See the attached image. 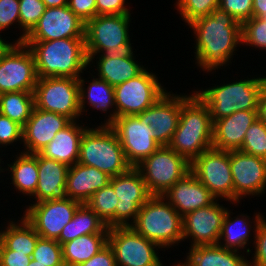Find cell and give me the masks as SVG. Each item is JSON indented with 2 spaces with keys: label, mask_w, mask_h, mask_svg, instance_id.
Masks as SVG:
<instances>
[{
  "label": "cell",
  "mask_w": 266,
  "mask_h": 266,
  "mask_svg": "<svg viewBox=\"0 0 266 266\" xmlns=\"http://www.w3.org/2000/svg\"><path fill=\"white\" fill-rule=\"evenodd\" d=\"M22 140H23V126H21L19 123L13 120H10L8 117L0 114V148L1 149L3 148L5 152L7 149H8L7 152L8 151H11L12 153L14 151L21 152L19 148L22 146ZM13 147L16 148V150H13ZM10 148L12 150H9Z\"/></svg>",
  "instance_id": "cell-42"
},
{
  "label": "cell",
  "mask_w": 266,
  "mask_h": 266,
  "mask_svg": "<svg viewBox=\"0 0 266 266\" xmlns=\"http://www.w3.org/2000/svg\"><path fill=\"white\" fill-rule=\"evenodd\" d=\"M213 122L208 106L194 90L182 93L179 122L168 146L190 163L212 148Z\"/></svg>",
  "instance_id": "cell-3"
},
{
  "label": "cell",
  "mask_w": 266,
  "mask_h": 266,
  "mask_svg": "<svg viewBox=\"0 0 266 266\" xmlns=\"http://www.w3.org/2000/svg\"><path fill=\"white\" fill-rule=\"evenodd\" d=\"M11 154V157L6 160L8 176L4 179L10 180L8 185L10 184L11 188L13 186V191L20 194L19 196L23 195L24 198L27 196L28 200L35 193L38 185V153L16 152L15 154L14 152Z\"/></svg>",
  "instance_id": "cell-30"
},
{
  "label": "cell",
  "mask_w": 266,
  "mask_h": 266,
  "mask_svg": "<svg viewBox=\"0 0 266 266\" xmlns=\"http://www.w3.org/2000/svg\"><path fill=\"white\" fill-rule=\"evenodd\" d=\"M4 36L5 35L0 33V61L2 60L3 56L8 52V50L16 43L14 41L15 37H13V38L10 37V36H13V34H11L9 36H5V38H4ZM10 38H12V39H10Z\"/></svg>",
  "instance_id": "cell-51"
},
{
  "label": "cell",
  "mask_w": 266,
  "mask_h": 266,
  "mask_svg": "<svg viewBox=\"0 0 266 266\" xmlns=\"http://www.w3.org/2000/svg\"><path fill=\"white\" fill-rule=\"evenodd\" d=\"M31 260L27 253H16L0 242V266H28Z\"/></svg>",
  "instance_id": "cell-48"
},
{
  "label": "cell",
  "mask_w": 266,
  "mask_h": 266,
  "mask_svg": "<svg viewBox=\"0 0 266 266\" xmlns=\"http://www.w3.org/2000/svg\"><path fill=\"white\" fill-rule=\"evenodd\" d=\"M133 19L131 14L93 17L85 24L86 54H104L108 58L138 57L130 32Z\"/></svg>",
  "instance_id": "cell-5"
},
{
  "label": "cell",
  "mask_w": 266,
  "mask_h": 266,
  "mask_svg": "<svg viewBox=\"0 0 266 266\" xmlns=\"http://www.w3.org/2000/svg\"><path fill=\"white\" fill-rule=\"evenodd\" d=\"M241 75L244 78L233 76L231 77L233 80H228V77L223 80L221 77V81L216 80V84L212 83V86L193 88L196 95L208 106L212 122L237 111L258 110L259 97L266 83V74L263 76L257 73V76L253 73V75L249 74V77Z\"/></svg>",
  "instance_id": "cell-2"
},
{
  "label": "cell",
  "mask_w": 266,
  "mask_h": 266,
  "mask_svg": "<svg viewBox=\"0 0 266 266\" xmlns=\"http://www.w3.org/2000/svg\"><path fill=\"white\" fill-rule=\"evenodd\" d=\"M190 171L214 197L226 200V205L230 207L239 206V203H234L230 151L214 148L206 150L191 162Z\"/></svg>",
  "instance_id": "cell-12"
},
{
  "label": "cell",
  "mask_w": 266,
  "mask_h": 266,
  "mask_svg": "<svg viewBox=\"0 0 266 266\" xmlns=\"http://www.w3.org/2000/svg\"><path fill=\"white\" fill-rule=\"evenodd\" d=\"M131 227L165 252L183 244L182 216L163 195H151Z\"/></svg>",
  "instance_id": "cell-6"
},
{
  "label": "cell",
  "mask_w": 266,
  "mask_h": 266,
  "mask_svg": "<svg viewBox=\"0 0 266 266\" xmlns=\"http://www.w3.org/2000/svg\"><path fill=\"white\" fill-rule=\"evenodd\" d=\"M31 258L45 266H65L62 246L57 240L39 237Z\"/></svg>",
  "instance_id": "cell-39"
},
{
  "label": "cell",
  "mask_w": 266,
  "mask_h": 266,
  "mask_svg": "<svg viewBox=\"0 0 266 266\" xmlns=\"http://www.w3.org/2000/svg\"><path fill=\"white\" fill-rule=\"evenodd\" d=\"M33 94L35 108L65 115L72 121L83 120L80 112L78 79L38 78Z\"/></svg>",
  "instance_id": "cell-11"
},
{
  "label": "cell",
  "mask_w": 266,
  "mask_h": 266,
  "mask_svg": "<svg viewBox=\"0 0 266 266\" xmlns=\"http://www.w3.org/2000/svg\"><path fill=\"white\" fill-rule=\"evenodd\" d=\"M257 116L266 125V83L259 97Z\"/></svg>",
  "instance_id": "cell-50"
},
{
  "label": "cell",
  "mask_w": 266,
  "mask_h": 266,
  "mask_svg": "<svg viewBox=\"0 0 266 266\" xmlns=\"http://www.w3.org/2000/svg\"><path fill=\"white\" fill-rule=\"evenodd\" d=\"M257 211H254L252 218L248 213L243 212L236 215L229 207L223 220L218 245L248 255L254 242L256 229L266 216L265 212Z\"/></svg>",
  "instance_id": "cell-23"
},
{
  "label": "cell",
  "mask_w": 266,
  "mask_h": 266,
  "mask_svg": "<svg viewBox=\"0 0 266 266\" xmlns=\"http://www.w3.org/2000/svg\"><path fill=\"white\" fill-rule=\"evenodd\" d=\"M90 121L89 124H85L84 119L72 121L67 127L58 131L53 140L39 153L45 158L54 159L68 167L78 163L82 134L89 126H94Z\"/></svg>",
  "instance_id": "cell-28"
},
{
  "label": "cell",
  "mask_w": 266,
  "mask_h": 266,
  "mask_svg": "<svg viewBox=\"0 0 266 266\" xmlns=\"http://www.w3.org/2000/svg\"><path fill=\"white\" fill-rule=\"evenodd\" d=\"M257 111L243 110L213 122L212 148L239 150L247 129L257 120Z\"/></svg>",
  "instance_id": "cell-25"
},
{
  "label": "cell",
  "mask_w": 266,
  "mask_h": 266,
  "mask_svg": "<svg viewBox=\"0 0 266 266\" xmlns=\"http://www.w3.org/2000/svg\"><path fill=\"white\" fill-rule=\"evenodd\" d=\"M68 168L64 163L45 158L38 153V185L35 193L28 201L37 203L46 200L66 199L65 187Z\"/></svg>",
  "instance_id": "cell-26"
},
{
  "label": "cell",
  "mask_w": 266,
  "mask_h": 266,
  "mask_svg": "<svg viewBox=\"0 0 266 266\" xmlns=\"http://www.w3.org/2000/svg\"><path fill=\"white\" fill-rule=\"evenodd\" d=\"M193 37V55L199 72L212 76L216 70L230 69L233 58L242 48V24L220 7L209 15L195 19L187 25ZM192 30V31H191ZM193 32V33H192ZM235 55V56H234ZM227 67V68H226ZM212 74V75H210Z\"/></svg>",
  "instance_id": "cell-1"
},
{
  "label": "cell",
  "mask_w": 266,
  "mask_h": 266,
  "mask_svg": "<svg viewBox=\"0 0 266 266\" xmlns=\"http://www.w3.org/2000/svg\"><path fill=\"white\" fill-rule=\"evenodd\" d=\"M119 201L112 185L96 191L86 204L106 223L108 228L115 227V209Z\"/></svg>",
  "instance_id": "cell-36"
},
{
  "label": "cell",
  "mask_w": 266,
  "mask_h": 266,
  "mask_svg": "<svg viewBox=\"0 0 266 266\" xmlns=\"http://www.w3.org/2000/svg\"><path fill=\"white\" fill-rule=\"evenodd\" d=\"M10 28H14L15 30L17 28L19 33L17 34L16 31H9ZM9 32L13 34L16 32L15 36L17 37L14 41L20 43L19 0H0V33L9 35L11 34Z\"/></svg>",
  "instance_id": "cell-43"
},
{
  "label": "cell",
  "mask_w": 266,
  "mask_h": 266,
  "mask_svg": "<svg viewBox=\"0 0 266 266\" xmlns=\"http://www.w3.org/2000/svg\"><path fill=\"white\" fill-rule=\"evenodd\" d=\"M106 223L86 204H81L72 220L67 223L57 241L62 245L88 234H108Z\"/></svg>",
  "instance_id": "cell-33"
},
{
  "label": "cell",
  "mask_w": 266,
  "mask_h": 266,
  "mask_svg": "<svg viewBox=\"0 0 266 266\" xmlns=\"http://www.w3.org/2000/svg\"><path fill=\"white\" fill-rule=\"evenodd\" d=\"M20 216L17 220L16 218H7L6 222L0 224V242L9 250L32 256L40 236L25 217L21 214Z\"/></svg>",
  "instance_id": "cell-32"
},
{
  "label": "cell",
  "mask_w": 266,
  "mask_h": 266,
  "mask_svg": "<svg viewBox=\"0 0 266 266\" xmlns=\"http://www.w3.org/2000/svg\"><path fill=\"white\" fill-rule=\"evenodd\" d=\"M110 178L95 167L75 163L67 171V198L86 203L96 191L109 183Z\"/></svg>",
  "instance_id": "cell-29"
},
{
  "label": "cell",
  "mask_w": 266,
  "mask_h": 266,
  "mask_svg": "<svg viewBox=\"0 0 266 266\" xmlns=\"http://www.w3.org/2000/svg\"><path fill=\"white\" fill-rule=\"evenodd\" d=\"M46 8L42 0H19L20 43H23L26 35L37 24Z\"/></svg>",
  "instance_id": "cell-40"
},
{
  "label": "cell",
  "mask_w": 266,
  "mask_h": 266,
  "mask_svg": "<svg viewBox=\"0 0 266 266\" xmlns=\"http://www.w3.org/2000/svg\"><path fill=\"white\" fill-rule=\"evenodd\" d=\"M3 152H4V154H3ZM0 153H1L0 154V180H1L0 183H2L4 181V179H1V178L2 177L4 178L5 176H3V175H6V173H4V172H6V161L3 158H1V157H3V156L5 157L6 154H5V151L3 149H1V148H0ZM4 161H5V163H4Z\"/></svg>",
  "instance_id": "cell-54"
},
{
  "label": "cell",
  "mask_w": 266,
  "mask_h": 266,
  "mask_svg": "<svg viewBox=\"0 0 266 266\" xmlns=\"http://www.w3.org/2000/svg\"><path fill=\"white\" fill-rule=\"evenodd\" d=\"M108 245L114 252L116 266H166L160 253L165 251L131 226L109 228Z\"/></svg>",
  "instance_id": "cell-10"
},
{
  "label": "cell",
  "mask_w": 266,
  "mask_h": 266,
  "mask_svg": "<svg viewBox=\"0 0 266 266\" xmlns=\"http://www.w3.org/2000/svg\"><path fill=\"white\" fill-rule=\"evenodd\" d=\"M219 7L240 24L252 18L253 0H219Z\"/></svg>",
  "instance_id": "cell-45"
},
{
  "label": "cell",
  "mask_w": 266,
  "mask_h": 266,
  "mask_svg": "<svg viewBox=\"0 0 266 266\" xmlns=\"http://www.w3.org/2000/svg\"><path fill=\"white\" fill-rule=\"evenodd\" d=\"M170 266H188V265L185 262H183L182 260H178V261L175 260V262Z\"/></svg>",
  "instance_id": "cell-55"
},
{
  "label": "cell",
  "mask_w": 266,
  "mask_h": 266,
  "mask_svg": "<svg viewBox=\"0 0 266 266\" xmlns=\"http://www.w3.org/2000/svg\"><path fill=\"white\" fill-rule=\"evenodd\" d=\"M109 183L119 198L115 209V227L131 226L140 208L151 196L142 174L132 167L126 173L111 177Z\"/></svg>",
  "instance_id": "cell-17"
},
{
  "label": "cell",
  "mask_w": 266,
  "mask_h": 266,
  "mask_svg": "<svg viewBox=\"0 0 266 266\" xmlns=\"http://www.w3.org/2000/svg\"><path fill=\"white\" fill-rule=\"evenodd\" d=\"M35 107L33 92L17 91L0 94V114L24 126Z\"/></svg>",
  "instance_id": "cell-35"
},
{
  "label": "cell",
  "mask_w": 266,
  "mask_h": 266,
  "mask_svg": "<svg viewBox=\"0 0 266 266\" xmlns=\"http://www.w3.org/2000/svg\"><path fill=\"white\" fill-rule=\"evenodd\" d=\"M230 167L234 183V203L263 197L266 193V160L240 150L230 151Z\"/></svg>",
  "instance_id": "cell-14"
},
{
  "label": "cell",
  "mask_w": 266,
  "mask_h": 266,
  "mask_svg": "<svg viewBox=\"0 0 266 266\" xmlns=\"http://www.w3.org/2000/svg\"><path fill=\"white\" fill-rule=\"evenodd\" d=\"M108 244V234H88L62 244L65 266H78Z\"/></svg>",
  "instance_id": "cell-34"
},
{
  "label": "cell",
  "mask_w": 266,
  "mask_h": 266,
  "mask_svg": "<svg viewBox=\"0 0 266 266\" xmlns=\"http://www.w3.org/2000/svg\"><path fill=\"white\" fill-rule=\"evenodd\" d=\"M28 266H45V265H42L41 263H37V261L32 259Z\"/></svg>",
  "instance_id": "cell-56"
},
{
  "label": "cell",
  "mask_w": 266,
  "mask_h": 266,
  "mask_svg": "<svg viewBox=\"0 0 266 266\" xmlns=\"http://www.w3.org/2000/svg\"><path fill=\"white\" fill-rule=\"evenodd\" d=\"M78 163L95 167L110 177L132 168L114 130L110 126H99L97 122L82 134Z\"/></svg>",
  "instance_id": "cell-7"
},
{
  "label": "cell",
  "mask_w": 266,
  "mask_h": 266,
  "mask_svg": "<svg viewBox=\"0 0 266 266\" xmlns=\"http://www.w3.org/2000/svg\"><path fill=\"white\" fill-rule=\"evenodd\" d=\"M129 0H96V15L133 14ZM131 8V9H130Z\"/></svg>",
  "instance_id": "cell-46"
},
{
  "label": "cell",
  "mask_w": 266,
  "mask_h": 266,
  "mask_svg": "<svg viewBox=\"0 0 266 266\" xmlns=\"http://www.w3.org/2000/svg\"><path fill=\"white\" fill-rule=\"evenodd\" d=\"M266 14V0H253L252 17L262 18Z\"/></svg>",
  "instance_id": "cell-52"
},
{
  "label": "cell",
  "mask_w": 266,
  "mask_h": 266,
  "mask_svg": "<svg viewBox=\"0 0 266 266\" xmlns=\"http://www.w3.org/2000/svg\"><path fill=\"white\" fill-rule=\"evenodd\" d=\"M21 206V214L34 227L42 238L57 240L64 226L74 217L79 201L66 198L64 200H46L28 203ZM24 207V208H23Z\"/></svg>",
  "instance_id": "cell-13"
},
{
  "label": "cell",
  "mask_w": 266,
  "mask_h": 266,
  "mask_svg": "<svg viewBox=\"0 0 266 266\" xmlns=\"http://www.w3.org/2000/svg\"><path fill=\"white\" fill-rule=\"evenodd\" d=\"M174 10L187 26L197 18L209 15L219 7V0H175ZM187 23V24H186Z\"/></svg>",
  "instance_id": "cell-37"
},
{
  "label": "cell",
  "mask_w": 266,
  "mask_h": 266,
  "mask_svg": "<svg viewBox=\"0 0 266 266\" xmlns=\"http://www.w3.org/2000/svg\"><path fill=\"white\" fill-rule=\"evenodd\" d=\"M135 168L142 174L151 195H163L190 172L191 163L168 145H162Z\"/></svg>",
  "instance_id": "cell-8"
},
{
  "label": "cell",
  "mask_w": 266,
  "mask_h": 266,
  "mask_svg": "<svg viewBox=\"0 0 266 266\" xmlns=\"http://www.w3.org/2000/svg\"><path fill=\"white\" fill-rule=\"evenodd\" d=\"M72 120L65 115L33 109L31 117L23 126L21 152L39 153L50 143L58 131L67 127Z\"/></svg>",
  "instance_id": "cell-22"
},
{
  "label": "cell",
  "mask_w": 266,
  "mask_h": 266,
  "mask_svg": "<svg viewBox=\"0 0 266 266\" xmlns=\"http://www.w3.org/2000/svg\"><path fill=\"white\" fill-rule=\"evenodd\" d=\"M85 74H89L87 75L88 77H86ZM78 83L82 119L86 116L84 123L88 124L87 121L90 119V113L96 110L95 112H100V114H102L101 116H104V119L99 116V120H103L99 123V126H110L117 117L114 87L93 75L91 71H85L78 78ZM89 108L92 110H89Z\"/></svg>",
  "instance_id": "cell-20"
},
{
  "label": "cell",
  "mask_w": 266,
  "mask_h": 266,
  "mask_svg": "<svg viewBox=\"0 0 266 266\" xmlns=\"http://www.w3.org/2000/svg\"><path fill=\"white\" fill-rule=\"evenodd\" d=\"M163 196L183 217L185 214L214 203V197L190 171L178 180Z\"/></svg>",
  "instance_id": "cell-24"
},
{
  "label": "cell",
  "mask_w": 266,
  "mask_h": 266,
  "mask_svg": "<svg viewBox=\"0 0 266 266\" xmlns=\"http://www.w3.org/2000/svg\"><path fill=\"white\" fill-rule=\"evenodd\" d=\"M110 127L118 136L126 159L132 167L160 147L153 138V130L149 125L141 123L137 116H118Z\"/></svg>",
  "instance_id": "cell-18"
},
{
  "label": "cell",
  "mask_w": 266,
  "mask_h": 266,
  "mask_svg": "<svg viewBox=\"0 0 266 266\" xmlns=\"http://www.w3.org/2000/svg\"><path fill=\"white\" fill-rule=\"evenodd\" d=\"M226 200L217 199L209 206L191 211L182 217L183 241L189 242L187 248L216 245L219 241L221 227L229 205Z\"/></svg>",
  "instance_id": "cell-16"
},
{
  "label": "cell",
  "mask_w": 266,
  "mask_h": 266,
  "mask_svg": "<svg viewBox=\"0 0 266 266\" xmlns=\"http://www.w3.org/2000/svg\"><path fill=\"white\" fill-rule=\"evenodd\" d=\"M150 70L147 66L136 77L114 87L117 117L140 114L168 91L159 74Z\"/></svg>",
  "instance_id": "cell-9"
},
{
  "label": "cell",
  "mask_w": 266,
  "mask_h": 266,
  "mask_svg": "<svg viewBox=\"0 0 266 266\" xmlns=\"http://www.w3.org/2000/svg\"><path fill=\"white\" fill-rule=\"evenodd\" d=\"M181 107L182 93L171 90L136 116L153 130V138L160 146L168 145L177 129Z\"/></svg>",
  "instance_id": "cell-21"
},
{
  "label": "cell",
  "mask_w": 266,
  "mask_h": 266,
  "mask_svg": "<svg viewBox=\"0 0 266 266\" xmlns=\"http://www.w3.org/2000/svg\"><path fill=\"white\" fill-rule=\"evenodd\" d=\"M251 248L248 254L249 266H266V216L256 229L254 242Z\"/></svg>",
  "instance_id": "cell-44"
},
{
  "label": "cell",
  "mask_w": 266,
  "mask_h": 266,
  "mask_svg": "<svg viewBox=\"0 0 266 266\" xmlns=\"http://www.w3.org/2000/svg\"><path fill=\"white\" fill-rule=\"evenodd\" d=\"M37 79L31 50L23 43H15L0 61V94L34 92Z\"/></svg>",
  "instance_id": "cell-15"
},
{
  "label": "cell",
  "mask_w": 266,
  "mask_h": 266,
  "mask_svg": "<svg viewBox=\"0 0 266 266\" xmlns=\"http://www.w3.org/2000/svg\"><path fill=\"white\" fill-rule=\"evenodd\" d=\"M78 266H116L114 252L107 244L91 259Z\"/></svg>",
  "instance_id": "cell-49"
},
{
  "label": "cell",
  "mask_w": 266,
  "mask_h": 266,
  "mask_svg": "<svg viewBox=\"0 0 266 266\" xmlns=\"http://www.w3.org/2000/svg\"><path fill=\"white\" fill-rule=\"evenodd\" d=\"M67 6L85 24L96 16V0H68Z\"/></svg>",
  "instance_id": "cell-47"
},
{
  "label": "cell",
  "mask_w": 266,
  "mask_h": 266,
  "mask_svg": "<svg viewBox=\"0 0 266 266\" xmlns=\"http://www.w3.org/2000/svg\"><path fill=\"white\" fill-rule=\"evenodd\" d=\"M87 58L88 70L113 87L136 77L147 67V64L143 65L144 62L138 61L136 56L108 58L104 54H101L87 55Z\"/></svg>",
  "instance_id": "cell-27"
},
{
  "label": "cell",
  "mask_w": 266,
  "mask_h": 266,
  "mask_svg": "<svg viewBox=\"0 0 266 266\" xmlns=\"http://www.w3.org/2000/svg\"><path fill=\"white\" fill-rule=\"evenodd\" d=\"M242 46L251 48L250 51L266 52V20L252 17L242 24Z\"/></svg>",
  "instance_id": "cell-38"
},
{
  "label": "cell",
  "mask_w": 266,
  "mask_h": 266,
  "mask_svg": "<svg viewBox=\"0 0 266 266\" xmlns=\"http://www.w3.org/2000/svg\"><path fill=\"white\" fill-rule=\"evenodd\" d=\"M32 52L38 78L68 77L78 79L88 70L85 38L50 41H23Z\"/></svg>",
  "instance_id": "cell-4"
},
{
  "label": "cell",
  "mask_w": 266,
  "mask_h": 266,
  "mask_svg": "<svg viewBox=\"0 0 266 266\" xmlns=\"http://www.w3.org/2000/svg\"><path fill=\"white\" fill-rule=\"evenodd\" d=\"M239 150L266 160V125L258 118L247 129Z\"/></svg>",
  "instance_id": "cell-41"
},
{
  "label": "cell",
  "mask_w": 266,
  "mask_h": 266,
  "mask_svg": "<svg viewBox=\"0 0 266 266\" xmlns=\"http://www.w3.org/2000/svg\"><path fill=\"white\" fill-rule=\"evenodd\" d=\"M85 38V23L68 6L47 7L24 41Z\"/></svg>",
  "instance_id": "cell-19"
},
{
  "label": "cell",
  "mask_w": 266,
  "mask_h": 266,
  "mask_svg": "<svg viewBox=\"0 0 266 266\" xmlns=\"http://www.w3.org/2000/svg\"><path fill=\"white\" fill-rule=\"evenodd\" d=\"M46 7H63L68 4V0H42Z\"/></svg>",
  "instance_id": "cell-53"
},
{
  "label": "cell",
  "mask_w": 266,
  "mask_h": 266,
  "mask_svg": "<svg viewBox=\"0 0 266 266\" xmlns=\"http://www.w3.org/2000/svg\"><path fill=\"white\" fill-rule=\"evenodd\" d=\"M182 261L188 266H249L248 255L216 245L188 248Z\"/></svg>",
  "instance_id": "cell-31"
}]
</instances>
